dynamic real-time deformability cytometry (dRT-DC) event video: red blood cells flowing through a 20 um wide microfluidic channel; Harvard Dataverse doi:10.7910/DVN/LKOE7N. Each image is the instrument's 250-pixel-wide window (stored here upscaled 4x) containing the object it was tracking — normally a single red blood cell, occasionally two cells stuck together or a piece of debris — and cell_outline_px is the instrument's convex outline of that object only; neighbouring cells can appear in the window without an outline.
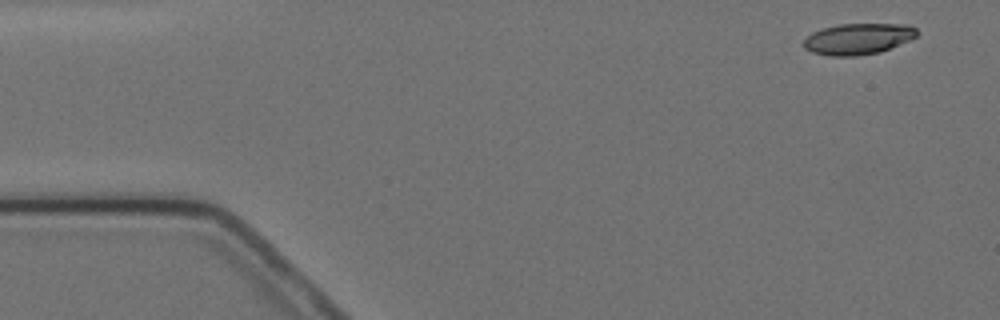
{"species": "Egyptian fruit bat (a non-hibernating species)", "species_latin": "Rousettus aegyptiacus", "temperature_condition": "cold", "stored_images_in_passage": 10, "camera_frame_rate_fps": 3000, "um_per_image_px": 0.085, "animal": {"sex": "female"}, "frame": {"image": 1, "passage_image": 1, "time_ms": 0.0, "image_size_px": [1000, 320], "cell_outline_px": [[916, 36], [908, 40], [880, 52], [856, 56], [828, 56], [812, 52], [804, 48], [804, 40], [812, 32], [820, 28], [840, 24], [908, 24], [916, 28]], "centroid_in_image_um": [72.89, 3.3], "position_along_channel_um": 12.1, "area_um2": 20.46}}